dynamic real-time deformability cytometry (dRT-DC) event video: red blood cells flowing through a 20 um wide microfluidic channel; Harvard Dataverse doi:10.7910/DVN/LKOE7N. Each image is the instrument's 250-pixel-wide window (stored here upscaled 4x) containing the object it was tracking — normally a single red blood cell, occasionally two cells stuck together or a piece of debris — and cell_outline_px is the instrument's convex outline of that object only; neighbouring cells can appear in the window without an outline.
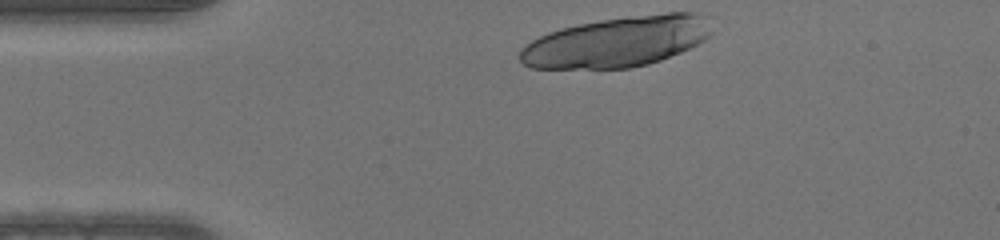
{"species": "human", "species_latin": "Homo sapiens", "temperature_condition": "warm", "stored_images_in_passage": 31, "camera_frame_rate_fps": 3000, "um_per_image_px": 0.085, "donor": {"sex": "male"}, "frame": {"image": 1, "passage_image": 1, "time_ms": 0.0, "image_size_px": [1000, 240], "cell_outline_px": [[712, 32], [704, 40], [680, 52], [660, 60], [648, 64], [628, 68], [532, 68], [524, 64], [520, 60], [520, 48], [532, 40], [548, 32], [560, 28], [600, 20], [628, 16], [668, 12], [692, 12], [704, 16]], "centroid_in_image_um": [52.42, 3.55], "position_along_channel_um": 32.6, "area_um2": 55.95}}